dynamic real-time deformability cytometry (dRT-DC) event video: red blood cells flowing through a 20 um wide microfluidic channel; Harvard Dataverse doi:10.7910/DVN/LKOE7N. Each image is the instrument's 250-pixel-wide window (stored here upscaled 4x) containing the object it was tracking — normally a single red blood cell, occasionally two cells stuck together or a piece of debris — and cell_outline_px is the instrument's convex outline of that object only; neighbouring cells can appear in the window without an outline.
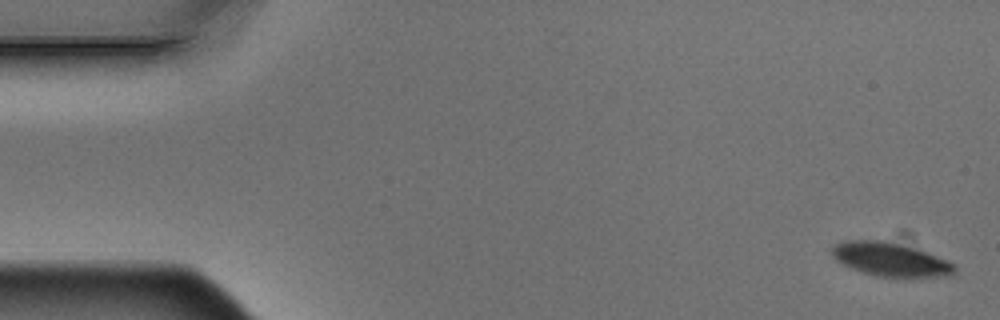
{"species": "Egyptian fruit bat (a non-hibernating species)", "species_latin": "Rousettus aegyptiacus", "temperature_condition": "warm", "stored_images_in_passage": 5, "camera_frame_rate_fps": 3000, "um_per_image_px": 0.085, "animal": {"sex": "male"}, "frame": {"image": 1, "passage_image": 1, "time_ms": 0.0, "image_size_px": [1000, 320], "cell_outline_px": [[956, 268], [952, 276], [876, 276], [852, 268], [836, 260], [832, 256], [832, 248], [836, 244], [848, 240], [884, 240], [912, 248], [924, 252], [944, 260], [952, 264]], "centroid_in_image_um": [75.63, 22.04], "position_along_channel_um": 9.4, "area_um2": 23.18}}
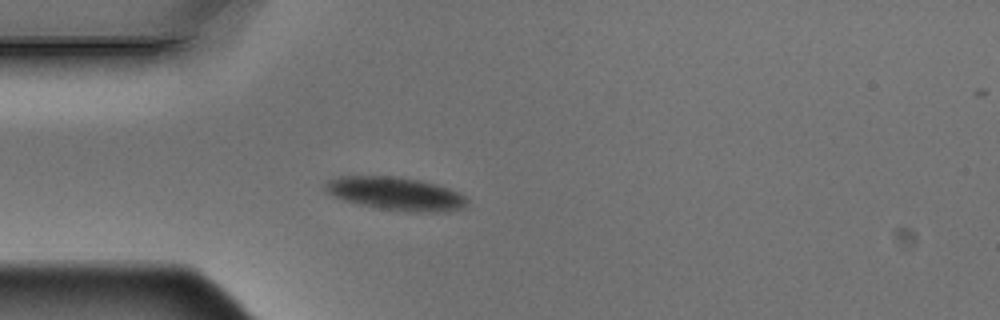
{"frame": {"image": 2, "passage_image": 5, "time_ms": 1.333, "image_size_px": [1000, 320], "cell_outline_px": [[468, 208], [448, 212], [408, 212], [376, 208], [344, 200], [332, 196], [324, 188], [324, 184], [328, 180], [340, 176], [392, 176], [420, 180], [448, 188], [464, 196], [468, 200]], "centroid_in_image_um": [33.67, 16.48], "position_along_channel_um": 51.3, "area_um2": 27.63}}